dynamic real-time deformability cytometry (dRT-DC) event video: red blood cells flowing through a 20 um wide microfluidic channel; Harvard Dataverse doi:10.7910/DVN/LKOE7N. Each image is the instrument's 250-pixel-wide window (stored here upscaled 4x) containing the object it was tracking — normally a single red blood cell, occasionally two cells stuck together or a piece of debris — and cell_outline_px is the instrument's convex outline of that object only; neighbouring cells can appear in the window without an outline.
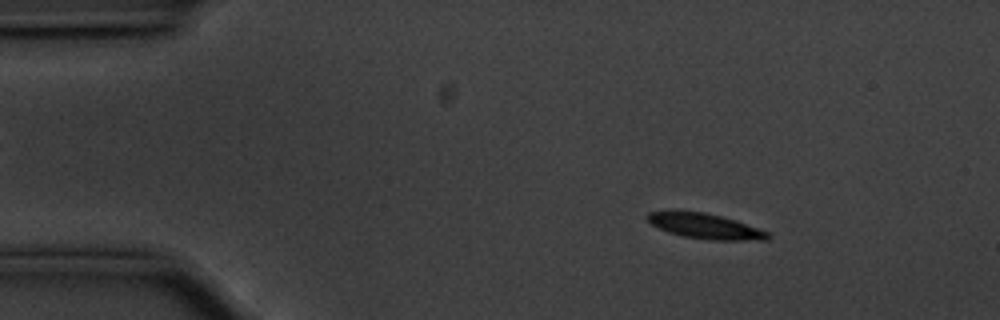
{"species": "common noctule bat (a hibernating species)", "species_latin": "Nyctalus noctula", "temperature_condition": "cold", "stored_images_in_passage": 56, "camera_frame_rate_fps": 3000, "um_per_image_px": 0.085, "animal": {"sex": "male", "body_mass_g": 20.1, "forearm_length_mm": 53.5}, "frame": {"image": 1, "passage_image": 8, "time_ms": 2.333, "image_size_px": [1000, 320], "cell_outline_px": [[772, 236], [768, 240], [708, 240], [684, 236], [668, 232], [652, 224], [648, 220], [648, 212], [672, 208], [704, 212], [736, 220], [768, 232]], "centroid_in_image_um": [59.9, 19.19], "position_along_channel_um": 25.1, "area_um2": 18.09}}
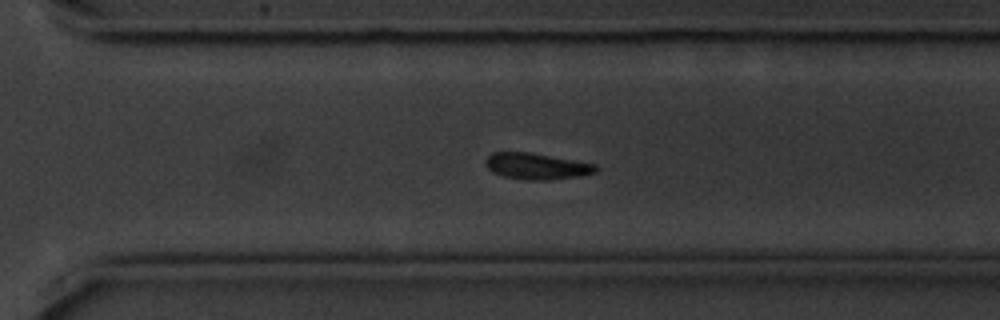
{"frame": {"image": 2, "passage_image": 39, "time_ms": 12.667, "image_size_px": [1000, 320], "cell_outline_px": [[600, 168], [596, 172], [584, 176], [548, 180], [520, 180], [504, 176], [492, 172], [484, 164], [484, 160], [492, 152], [528, 152], [596, 164]], "centroid_in_image_um": [45.62, 14.14], "position_along_channel_um": 325.0, "area_um2": 17.11}}
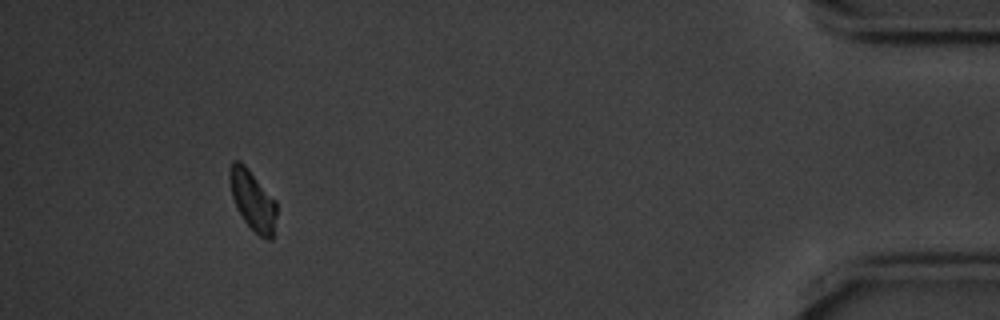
{"frame": {"image": 3, "passage_image": 52, "time_ms": 17.0, "image_size_px": [1000, 320], "cell_outline_px": [[276, 216], [272, 240], [268, 240], [260, 236], [244, 220], [236, 208], [232, 196], [228, 176], [228, 172], [232, 160], [240, 160], [248, 168], [276, 200]], "centroid_in_image_um": [21.46, 16.99], "position_along_channel_um": 413.7, "area_um2": 16.47}}